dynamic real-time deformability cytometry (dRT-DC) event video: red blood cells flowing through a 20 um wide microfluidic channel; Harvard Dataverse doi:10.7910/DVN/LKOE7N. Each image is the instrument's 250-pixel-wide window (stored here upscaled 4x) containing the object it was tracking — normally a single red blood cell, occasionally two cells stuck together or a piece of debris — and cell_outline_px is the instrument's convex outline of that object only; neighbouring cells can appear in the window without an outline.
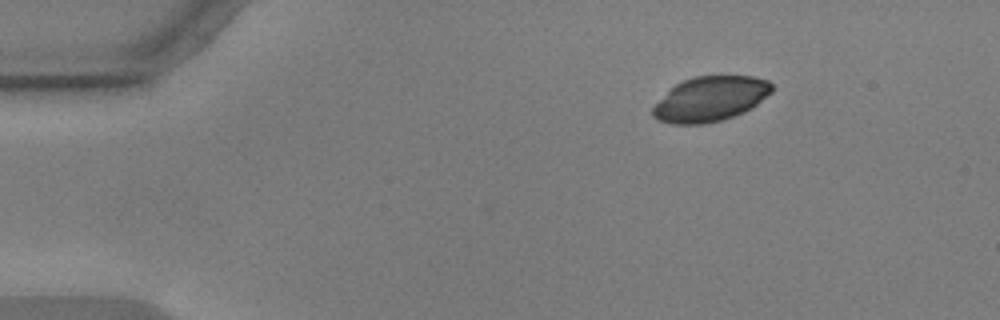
{"species": "common noctule bat (a hibernating species)", "species_latin": "Nyctalus noctula", "temperature_condition": "warm", "stored_images_in_passage": 49, "camera_frame_rate_fps": 3000, "um_per_image_px": 0.085, "animal": {"sex": "male", "body_mass_g": 17.9, "forearm_length_mm": 54.2}, "frame": {"image": 1, "passage_image": 1, "time_ms": 0.0, "image_size_px": [1000, 320], "cell_outline_px": [[772, 92], [752, 108], [744, 112], [720, 120], [704, 124], [672, 124], [656, 120], [652, 116], [652, 108], [676, 84], [684, 80], [696, 76], [752, 76], [768, 80], [772, 84]], "centroid_in_image_um": [60.39, 8.42], "position_along_channel_um": 24.6, "area_um2": 30.92}}
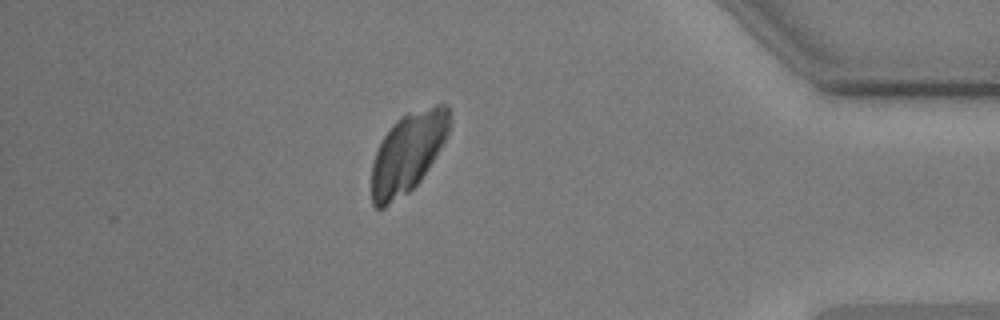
{"frame": {"image": 2, "passage_image": 42, "time_ms": 13.667, "image_size_px": [1000, 320], "cell_outline_px": [[452, 120], [448, 132], [440, 148], [428, 168], [420, 180], [408, 192], [384, 208], [376, 208], [372, 204], [372, 164], [376, 152], [384, 136], [392, 124], [400, 116], [408, 112], [436, 104], [448, 104], [452, 116]], "centroid_in_image_um": [34.68, 12.93], "position_along_channel_um": 400.5, "area_um2": 36.3}}